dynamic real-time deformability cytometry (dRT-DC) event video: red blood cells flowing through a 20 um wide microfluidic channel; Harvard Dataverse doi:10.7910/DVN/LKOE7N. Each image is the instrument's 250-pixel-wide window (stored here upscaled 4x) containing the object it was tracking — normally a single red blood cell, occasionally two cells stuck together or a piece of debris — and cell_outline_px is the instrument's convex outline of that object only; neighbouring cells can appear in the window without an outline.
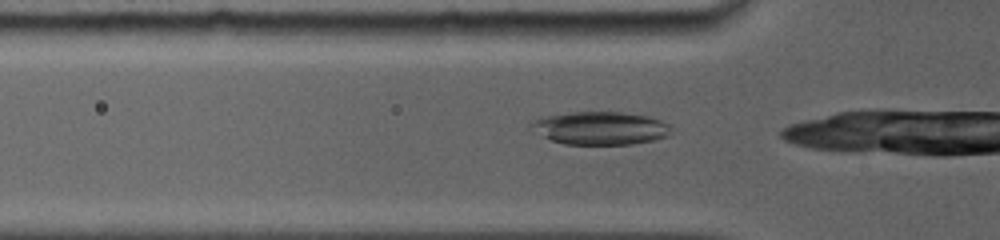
{"species": "common noctule bat (a hibernating species)", "species_latin": "Nyctalus noctula", "temperature_condition": "room temperature", "stored_images_in_passage": 12, "camera_frame_rate_fps": 5000, "um_per_image_px": 0.085, "animal": {"sex": "female", "body_mass_g": 19.0, "forearm_length_mm": 56.7}, "frame": {"image": 1, "passage_image": 2, "time_ms": 0.2, "image_size_px": [1000, 240], "cell_outline_px": [[672, 132], [668, 136], [656, 140], [632, 144], [564, 144], [552, 140], [544, 136], [528, 124], [532, 120], [540, 116], [572, 112], [620, 112], [648, 116], [660, 120], [668, 124], [672, 128]], "centroid_in_image_um": [51.06, 10.88], "position_along_channel_um": 74.7, "area_um2": 26.99}}
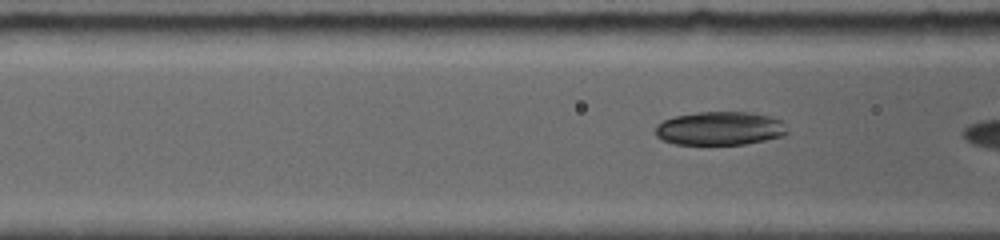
{"frame": {"image": 2, "passage_image": 6, "time_ms": 1.0, "image_size_px": [1000, 240], "cell_outline_px": [[788, 132], [784, 136], [744, 144], [672, 144], [660, 140], [656, 136], [656, 124], [664, 120], [676, 116], [696, 112], [748, 112], [768, 116], [780, 120], [784, 124]], "centroid_in_image_um": [61.16, 10.92], "position_along_channel_um": 105.4, "area_um2": 25.78}}
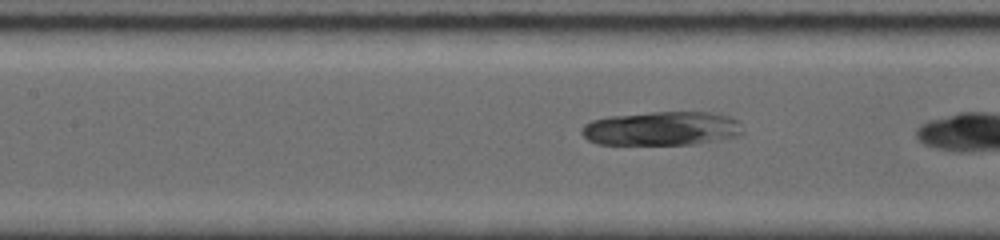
{"frame": {"image": 3, "passage_image": 11, "time_ms": 2.2, "image_size_px": [1000, 240], "cell_outline_px": [[744, 132], [740, 136], [696, 144], [596, 144], [588, 140], [580, 132], [584, 124], [592, 120], [608, 116], [652, 112], [720, 112], [736, 120]], "centroid_in_image_um": [56.25, 10.92], "position_along_channel_um": 151.1, "area_um2": 32.14}}